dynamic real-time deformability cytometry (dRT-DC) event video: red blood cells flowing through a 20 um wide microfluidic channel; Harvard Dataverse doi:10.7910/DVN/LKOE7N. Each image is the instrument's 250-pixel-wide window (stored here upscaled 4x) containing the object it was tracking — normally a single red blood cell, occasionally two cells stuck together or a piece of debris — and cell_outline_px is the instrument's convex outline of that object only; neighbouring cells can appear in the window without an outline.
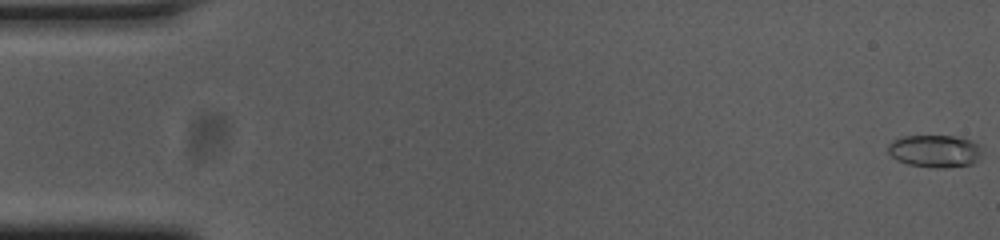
{"species": "common noctule bat (a hibernating species)", "species_latin": "Nyctalus noctula", "temperature_condition": "cold", "stored_images_in_passage": 55, "camera_frame_rate_fps": 3000, "um_per_image_px": 0.085, "animal": {"sex": "female", "body_mass_g": 23.0, "forearm_length_mm": 53.4}, "frame": {"image": 1, "passage_image": 1, "time_ms": 0.0, "image_size_px": [1000, 240], "cell_outline_px": [[980, 156], [972, 164], [944, 168], [932, 168], [908, 164], [896, 160], [888, 152], [888, 144], [892, 140], [900, 136], [960, 136], [972, 140], [980, 144]], "centroid_in_image_um": [79.45, 12.83], "position_along_channel_um": 5.5, "area_um2": 18.03}}
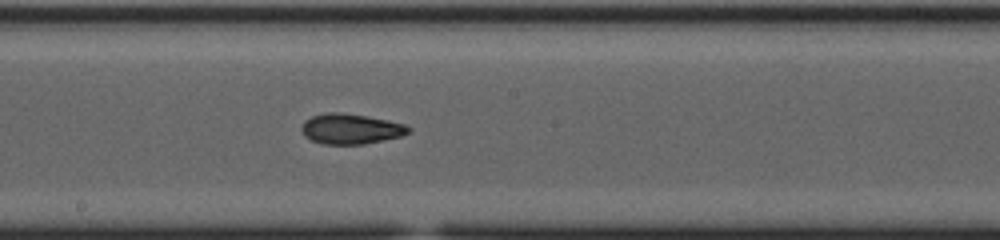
{"frame": {"image": 2, "passage_image": 30, "time_ms": 9.667, "image_size_px": [1000, 240], "cell_outline_px": [[412, 132], [400, 136], [364, 144], [324, 144], [312, 140], [304, 136], [300, 128], [304, 120], [312, 116], [324, 112], [340, 112], [368, 116], [388, 120], [404, 124], [412, 128]], "centroid_in_image_um": [29.8, 10.94], "position_along_channel_um": 218.4, "area_um2": 19.02}}
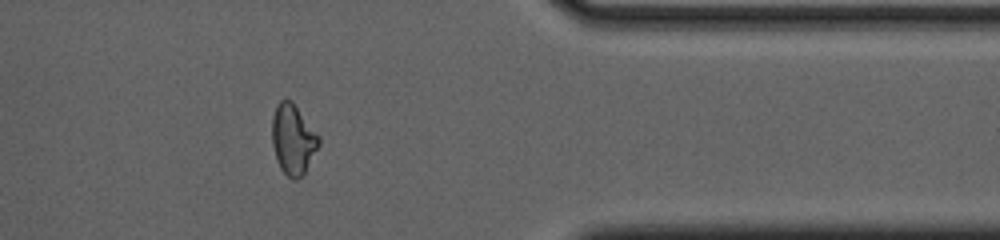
{"frame": {"image": 3, "passage_image": 45, "time_ms": 14.667, "image_size_px": [1000, 240], "cell_outline_px": [[320, 144], [304, 172], [296, 180], [292, 180], [280, 168], [276, 160], [272, 144], [272, 116], [276, 104], [280, 100], [292, 100], [320, 136]], "centroid_in_image_um": [24.9, 11.82], "position_along_channel_um": 386.5, "area_um2": 19.19}, "authors_computed_cell_mechanics": {"area_um2": 18.785, "velocity_mm_per_s": 3.7485, "shape_relaxation_time_tau1_ms": null, "shape_relaxation_time_tau2_ms": 3.6074, "deformation_change_tau1": null, "deformation_change_tau2": 0.0972}}